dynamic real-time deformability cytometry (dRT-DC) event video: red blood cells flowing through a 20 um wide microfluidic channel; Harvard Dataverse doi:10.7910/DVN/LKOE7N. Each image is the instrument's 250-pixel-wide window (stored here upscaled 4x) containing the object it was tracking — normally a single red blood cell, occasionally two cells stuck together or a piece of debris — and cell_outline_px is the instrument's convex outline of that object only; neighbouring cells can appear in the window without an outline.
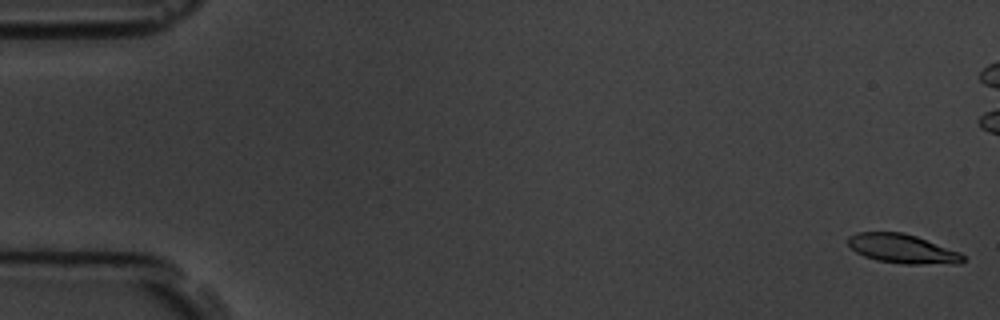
{"species": "common noctule bat (a hibernating species)", "species_latin": "Nyctalus noctula", "temperature_condition": "room temperature", "stored_images_in_passage": 7, "camera_frame_rate_fps": 3000, "um_per_image_px": 0.085, "animal": {"sex": "male", "body_mass_g": 19.5, "forearm_length_mm": 54.6}, "frame": {"image": 1, "passage_image": 1, "time_ms": 0.0, "image_size_px": [1000, 320], "cell_outline_px": [[964, 260], [960, 264], [904, 264], [876, 260], [864, 256], [856, 252], [848, 244], [848, 236], [856, 232], [904, 232], [916, 236], [960, 252], [964, 256]], "centroid_in_image_um": [76.71, 21.15], "position_along_channel_um": 8.3, "area_um2": 19.59}}